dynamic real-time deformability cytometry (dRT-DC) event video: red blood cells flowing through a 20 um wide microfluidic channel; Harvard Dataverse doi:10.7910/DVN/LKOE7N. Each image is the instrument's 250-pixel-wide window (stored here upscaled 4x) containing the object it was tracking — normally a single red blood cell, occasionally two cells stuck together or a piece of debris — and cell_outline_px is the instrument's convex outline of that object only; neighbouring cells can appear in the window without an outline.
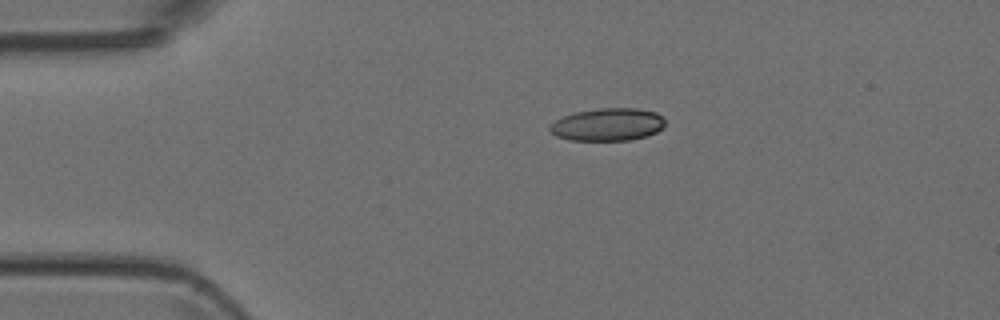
{"species": "Egyptian fruit bat (a non-hibernating species)", "species_latin": "Rousettus aegyptiacus", "temperature_condition": "room temperature", "stored_images_in_passage": 40, "camera_frame_rate_fps": 3000, "um_per_image_px": 0.085, "animal": {"sex": "female"}, "frame": {"image": 1, "passage_image": 1, "time_ms": 0.0, "image_size_px": [1000, 320], "cell_outline_px": [[664, 128], [656, 132], [644, 136], [628, 140], [568, 140], [556, 136], [548, 128], [556, 120], [564, 116], [576, 112], [600, 108], [636, 108], [656, 112], [664, 120]], "centroid_in_image_um": [51.65, 10.58], "position_along_channel_um": 33.3, "area_um2": 21.73}}
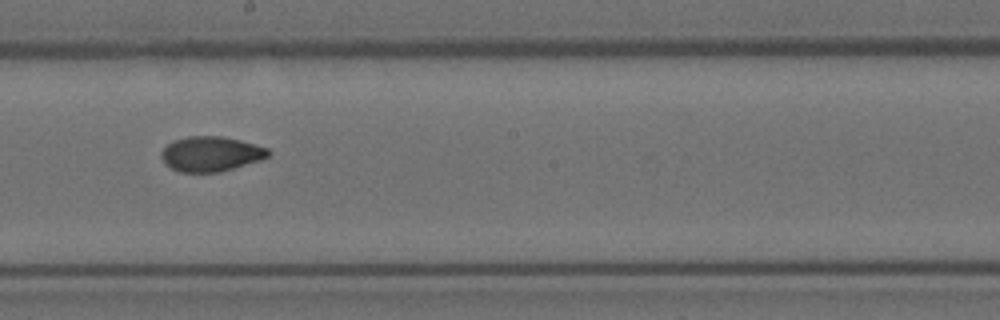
{"frame": {"image": 2, "passage_image": 18, "time_ms": 5.667, "image_size_px": [1000, 320], "cell_outline_px": [[272, 152], [268, 156], [260, 160], [220, 172], [180, 172], [172, 168], [160, 156], [160, 152], [172, 140], [188, 136], [220, 136], [240, 140], [268, 148]], "centroid_in_image_um": [17.93, 13.07], "position_along_channel_um": 230.3, "area_um2": 21.68}}
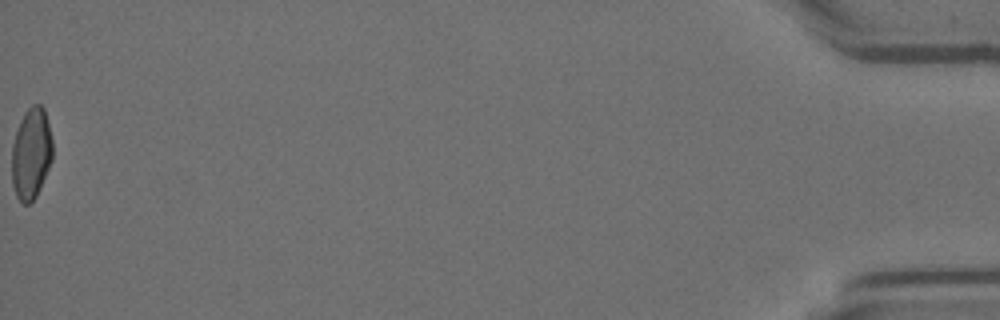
{"frame": {"image": 3, "passage_image": 40, "time_ms": 13.0, "image_size_px": [1000, 320], "cell_outline_px": [[52, 160], [36, 196], [28, 204], [24, 204], [16, 196], [12, 184], [12, 144], [20, 120], [24, 112], [32, 104], [40, 104], [44, 108], [52, 140]], "centroid_in_image_um": [2.64, 13.03], "position_along_channel_um": 432.6, "area_um2": 21.62}}